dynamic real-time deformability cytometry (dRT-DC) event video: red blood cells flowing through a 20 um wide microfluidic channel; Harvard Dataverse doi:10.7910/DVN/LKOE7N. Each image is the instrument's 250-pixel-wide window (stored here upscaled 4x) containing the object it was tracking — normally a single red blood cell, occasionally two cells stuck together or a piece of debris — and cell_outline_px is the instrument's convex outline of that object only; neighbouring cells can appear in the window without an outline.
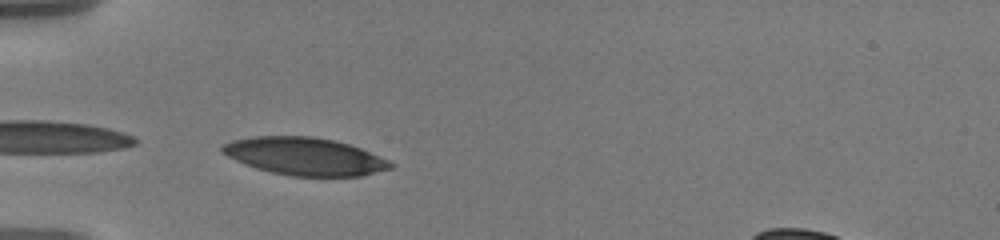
{"species": "human", "species_latin": "Homo sapiens", "temperature_condition": "warm", "stored_images_in_passage": 12, "camera_frame_rate_fps": 3000, "um_per_image_px": 0.085, "donor": {"sex": "male"}, "frame": {"image": 1, "passage_image": 1, "time_ms": 0.0, "image_size_px": [1000, 240], "cell_outline_px": [[396, 164], [392, 168], [360, 176], [292, 176], [272, 172], [244, 164], [220, 152], [220, 148], [224, 144], [232, 140], [252, 136], [312, 136], [332, 140], [348, 144], [360, 148], [388, 160]], "centroid_in_image_um": [25.89, 13.28], "position_along_channel_um": 59.1, "area_um2": 36.7}}
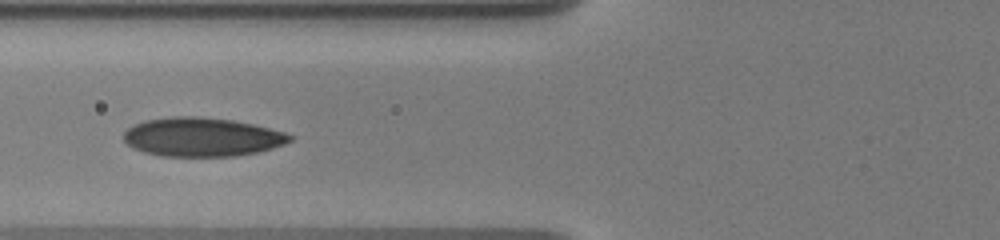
{"frame": {"image": 2, "passage_image": 6, "time_ms": 1.667, "image_size_px": [1000, 240], "cell_outline_px": [[292, 140], [284, 144], [260, 152], [236, 156], [160, 156], [144, 152], [132, 148], [124, 140], [124, 132], [132, 124], [144, 120], [172, 116], [200, 116], [232, 120], [252, 124], [284, 132], [292, 136]], "centroid_in_image_um": [17.14, 11.64], "position_along_channel_um": 108.7, "area_um2": 37.8}}
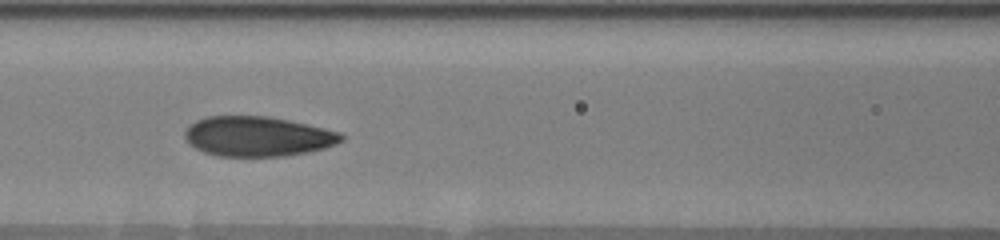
{"frame": {"image": 3, "passage_image": 9, "time_ms": 2.667, "image_size_px": [1000, 240], "cell_outline_px": [[344, 140], [336, 144], [324, 148], [308, 152], [284, 156], [216, 156], [204, 152], [188, 144], [184, 140], [184, 132], [188, 124], [204, 116], [268, 116], [288, 120], [324, 128], [340, 132], [344, 136]], "centroid_in_image_um": [21.85, 11.59], "position_along_channel_um": 144.7, "area_um2": 36.7}}